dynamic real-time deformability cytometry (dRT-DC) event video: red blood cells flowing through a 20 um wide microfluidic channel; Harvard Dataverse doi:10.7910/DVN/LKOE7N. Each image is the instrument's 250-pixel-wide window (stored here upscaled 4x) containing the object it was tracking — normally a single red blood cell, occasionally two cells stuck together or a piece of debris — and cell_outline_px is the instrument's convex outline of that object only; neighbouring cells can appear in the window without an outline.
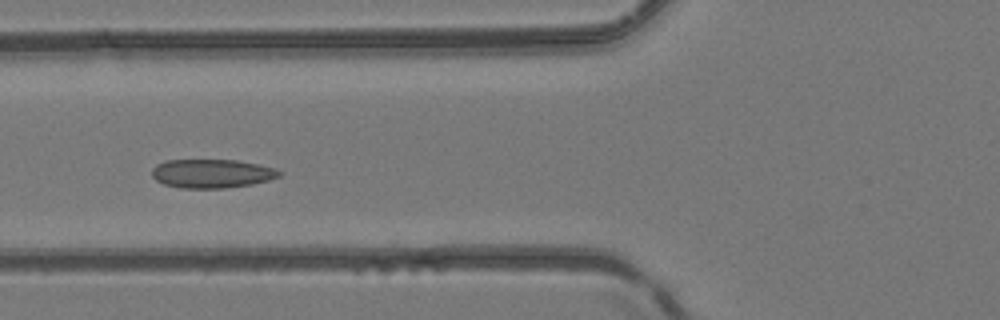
{"species": "common noctule bat (a hibernating species)", "species_latin": "Nyctalus noctula", "temperature_condition": "room temperature", "stored_images_in_passage": 5, "camera_frame_rate_fps": 3000, "um_per_image_px": 0.085, "animal": {"sex": "female", "body_mass_g": 24.6, "forearm_length_mm": 56.2}, "frame": {"image": 1, "passage_image": 5, "time_ms": 4.333, "image_size_px": [1000, 320], "cell_outline_px": [[280, 176], [268, 180], [252, 184], [224, 188], [180, 188], [164, 184], [156, 180], [152, 176], [152, 168], [156, 164], [164, 160], [236, 160], [276, 168], [280, 172]], "centroid_in_image_um": [17.97, 14.75], "position_along_channel_um": 107.8, "area_um2": 21.33}}